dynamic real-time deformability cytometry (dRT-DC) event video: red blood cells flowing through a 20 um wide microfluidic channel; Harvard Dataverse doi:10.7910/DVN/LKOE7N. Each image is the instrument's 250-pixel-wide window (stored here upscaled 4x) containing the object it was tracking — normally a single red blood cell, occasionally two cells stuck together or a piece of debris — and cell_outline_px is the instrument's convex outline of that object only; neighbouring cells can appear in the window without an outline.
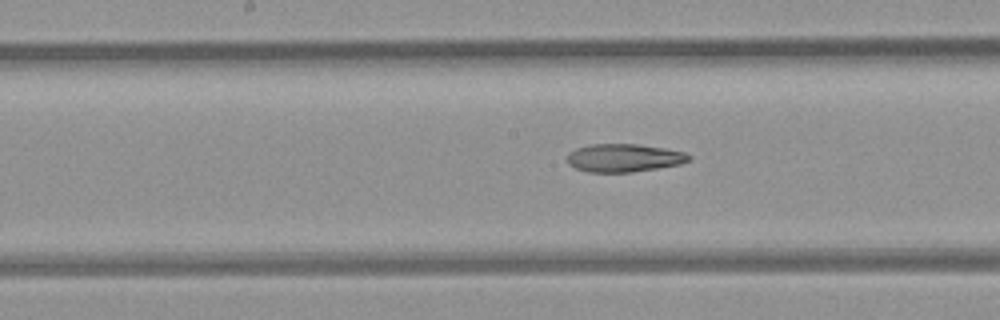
{"species": "common noctule bat (a hibernating species)", "species_latin": "Nyctalus noctula", "temperature_condition": "room temperature", "stored_images_in_passage": 28, "camera_frame_rate_fps": 3000, "um_per_image_px": 0.085, "animal": {"sex": "female", "body_mass_g": 21.9}, "frame": {"image": 1, "passage_image": 20, "time_ms": 6.333, "image_size_px": [1000, 320], "cell_outline_px": [[692, 160], [680, 164], [632, 172], [588, 172], [576, 168], [568, 164], [568, 152], [576, 148], [592, 144], [636, 144], [664, 148], [684, 152], [692, 156]], "centroid_in_image_um": [53.04, 13.42], "position_along_channel_um": 195.2, "area_um2": 19.88}}
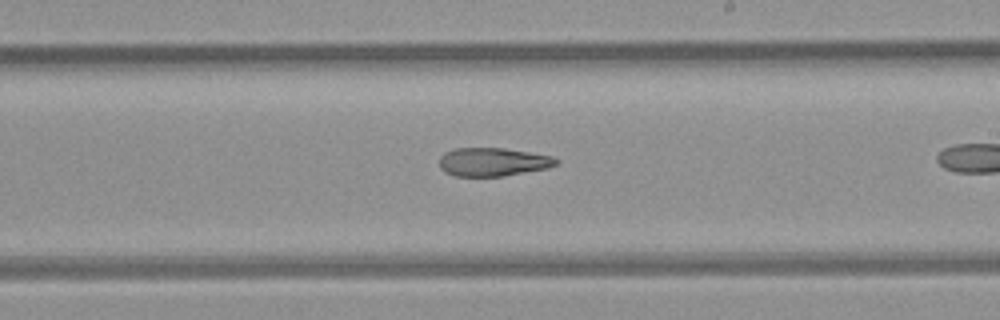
{"frame": {"image": 2, "passage_image": 24, "time_ms": 7.667, "image_size_px": [1000, 320], "cell_outline_px": [[560, 160], [556, 164], [548, 168], [504, 176], [456, 176], [444, 172], [440, 168], [440, 156], [444, 152], [456, 148], [504, 148], [552, 156]], "centroid_in_image_um": [41.88, 13.76], "position_along_channel_um": 247.1, "area_um2": 19.36}}